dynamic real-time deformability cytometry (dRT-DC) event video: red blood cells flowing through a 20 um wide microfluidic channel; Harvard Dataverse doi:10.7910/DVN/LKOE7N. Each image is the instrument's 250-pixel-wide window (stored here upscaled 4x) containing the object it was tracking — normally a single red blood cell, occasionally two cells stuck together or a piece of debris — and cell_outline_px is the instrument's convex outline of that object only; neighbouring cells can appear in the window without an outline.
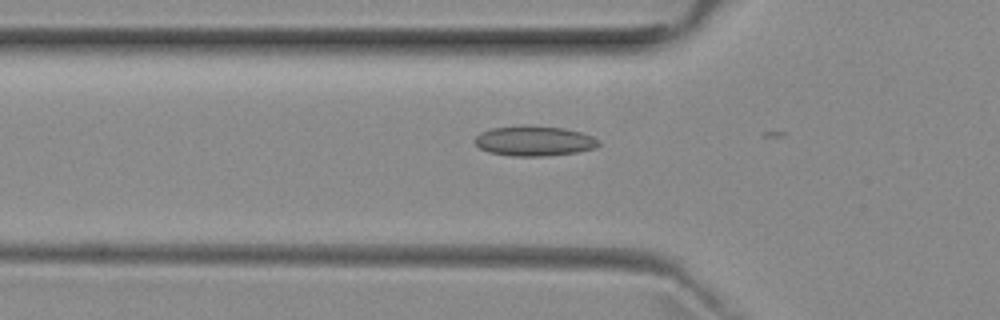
{"species": "common noctule bat (a hibernating species)", "species_latin": "Nyctalus noctula", "temperature_condition": "room temperature", "stored_images_in_passage": 14, "camera_frame_rate_fps": 3000, "um_per_image_px": 0.085, "animal": {"sex": "female", "body_mass_g": 29.2, "forearm_length_mm": 56.3}, "frame": {"image": 1, "passage_image": 10, "time_ms": 3.0, "image_size_px": [1000, 320], "cell_outline_px": [[600, 144], [596, 148], [576, 152], [544, 156], [512, 156], [488, 152], [480, 148], [472, 140], [480, 132], [492, 128], [524, 124], [564, 128], [580, 132], [592, 136], [600, 140]], "centroid_in_image_um": [45.39, 11.97], "position_along_channel_um": 80.4, "area_um2": 21.96}}
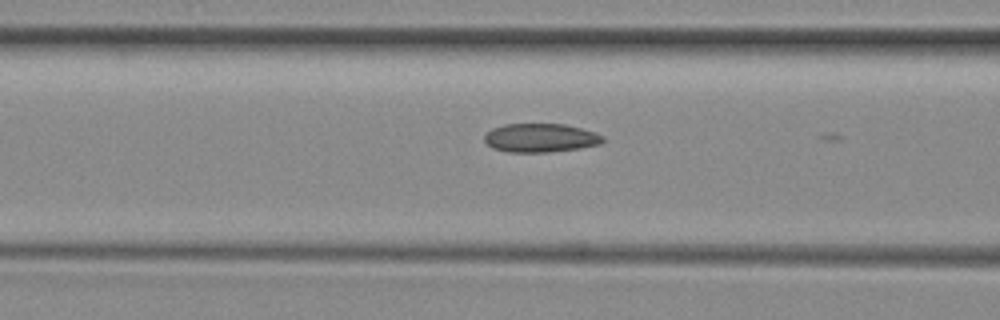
{"frame": {"image": 2, "passage_image": 13, "time_ms": 4.0, "image_size_px": [1000, 320], "cell_outline_px": [[604, 140], [600, 144], [580, 148], [548, 152], [508, 152], [492, 148], [484, 140], [484, 136], [492, 128], [504, 124], [564, 124], [596, 132], [604, 136]], "centroid_in_image_um": [45.95, 11.72], "position_along_channel_um": 120.7, "area_um2": 19.83}}